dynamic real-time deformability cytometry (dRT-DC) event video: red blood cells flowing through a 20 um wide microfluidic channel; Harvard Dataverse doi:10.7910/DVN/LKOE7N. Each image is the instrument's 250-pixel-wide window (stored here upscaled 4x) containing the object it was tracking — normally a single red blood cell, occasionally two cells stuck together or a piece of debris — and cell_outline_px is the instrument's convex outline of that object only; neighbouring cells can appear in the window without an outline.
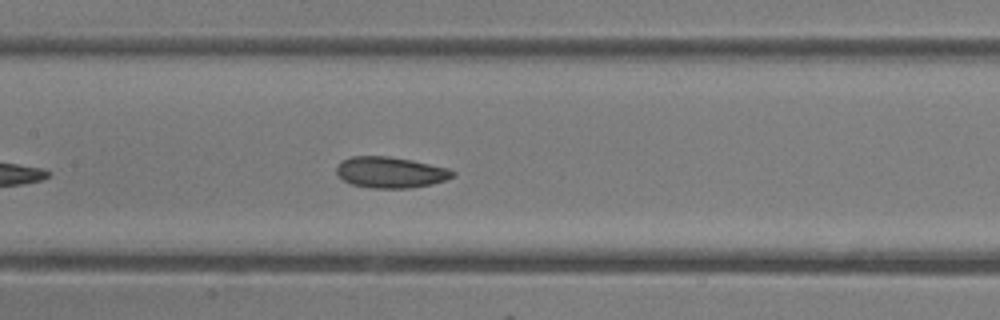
{"species": "common noctule bat (a hibernating species)", "species_latin": "Nyctalus noctula", "temperature_condition": "room temperature", "stored_images_in_passage": 31, "camera_frame_rate_fps": 3000, "um_per_image_px": 0.085, "animal": {"sex": "female"}, "frame": {"image": 1, "passage_image": 10, "time_ms": 3.0, "image_size_px": [1000, 320], "cell_outline_px": [[456, 176], [432, 184], [408, 188], [372, 188], [352, 184], [344, 180], [336, 172], [336, 164], [340, 160], [352, 156], [388, 156], [412, 160], [448, 168], [456, 172]], "centroid_in_image_um": [33.18, 14.64], "position_along_channel_um": 174.2, "area_um2": 21.1}}